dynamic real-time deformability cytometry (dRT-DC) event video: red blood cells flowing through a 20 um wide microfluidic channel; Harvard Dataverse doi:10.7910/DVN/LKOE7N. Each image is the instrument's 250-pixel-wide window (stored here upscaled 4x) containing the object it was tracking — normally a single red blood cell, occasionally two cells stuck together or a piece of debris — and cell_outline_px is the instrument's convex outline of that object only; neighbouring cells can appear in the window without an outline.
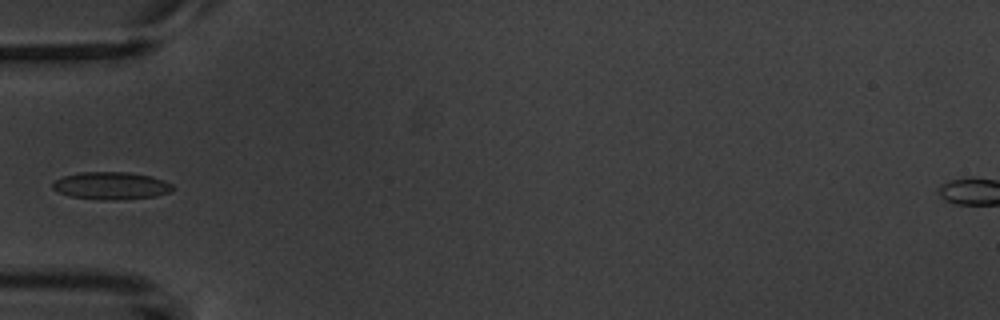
{"species": "common noctule bat (a hibernating species)", "species_latin": "Nyctalus noctula", "temperature_condition": "warm", "stored_images_in_passage": 7, "camera_frame_rate_fps": 3000, "um_per_image_px": 0.085, "animal": {"sex": "male", "body_mass_g": 20.1, "forearm_length_mm": 53.5}, "frame": {"image": 1, "passage_image": 7, "time_ms": 7.0, "image_size_px": [1000, 320], "cell_outline_px": [[176, 188], [168, 192], [156, 196], [116, 200], [104, 200], [72, 196], [56, 192], [52, 188], [52, 184], [56, 180], [64, 176], [80, 172], [128, 172], [152, 176], [164, 180], [172, 184]], "centroid_in_image_um": [9.46, 15.78], "position_along_channel_um": 75.5, "area_um2": 19.25}}